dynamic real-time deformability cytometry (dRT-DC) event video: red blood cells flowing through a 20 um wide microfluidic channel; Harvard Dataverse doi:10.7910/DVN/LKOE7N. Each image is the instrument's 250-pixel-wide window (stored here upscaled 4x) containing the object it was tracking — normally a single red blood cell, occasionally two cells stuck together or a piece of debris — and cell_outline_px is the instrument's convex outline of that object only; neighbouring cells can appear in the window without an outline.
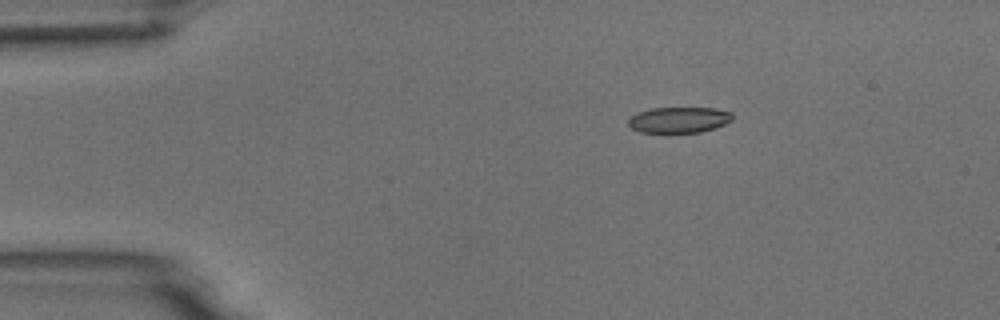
{"species": "common noctule bat (a hibernating species)", "species_latin": "Nyctalus noctula", "temperature_condition": "room temperature", "stored_images_in_passage": 3, "camera_frame_rate_fps": 3000, "um_per_image_px": 0.085, "animal": {"sex": "male", "body_mass_g": 18.8}, "frame": {"image": 1, "passage_image": 1, "time_ms": 0.0, "image_size_px": [1000, 320], "cell_outline_px": [[732, 120], [716, 128], [700, 132], [640, 132], [632, 128], [628, 124], [628, 120], [632, 116], [640, 112], [652, 108], [712, 108], [732, 112]], "centroid_in_image_um": [57.73, 10.19], "position_along_channel_um": 27.3, "area_um2": 15.49}}
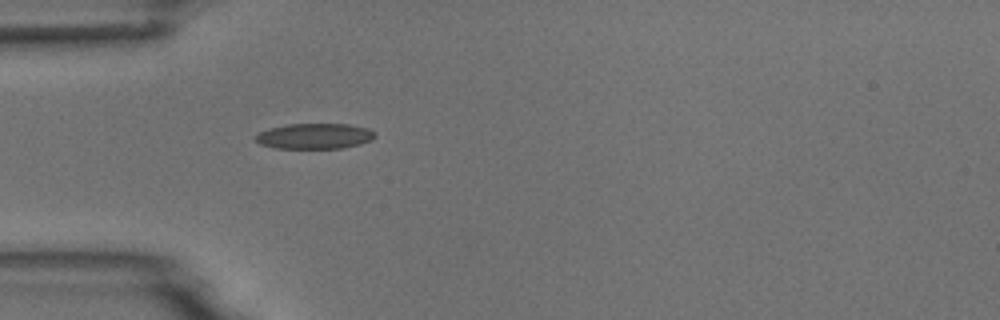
{"frame": {"image": 2, "passage_image": 3, "time_ms": 2.333, "image_size_px": [1000, 320], "cell_outline_px": [[376, 136], [372, 140], [360, 144], [340, 148], [276, 148], [260, 144], [256, 140], [256, 136], [260, 132], [272, 128], [288, 124], [348, 124], [368, 128], [376, 132]], "centroid_in_image_um": [26.8, 11.57], "position_along_channel_um": 58.2, "area_um2": 17.63}}